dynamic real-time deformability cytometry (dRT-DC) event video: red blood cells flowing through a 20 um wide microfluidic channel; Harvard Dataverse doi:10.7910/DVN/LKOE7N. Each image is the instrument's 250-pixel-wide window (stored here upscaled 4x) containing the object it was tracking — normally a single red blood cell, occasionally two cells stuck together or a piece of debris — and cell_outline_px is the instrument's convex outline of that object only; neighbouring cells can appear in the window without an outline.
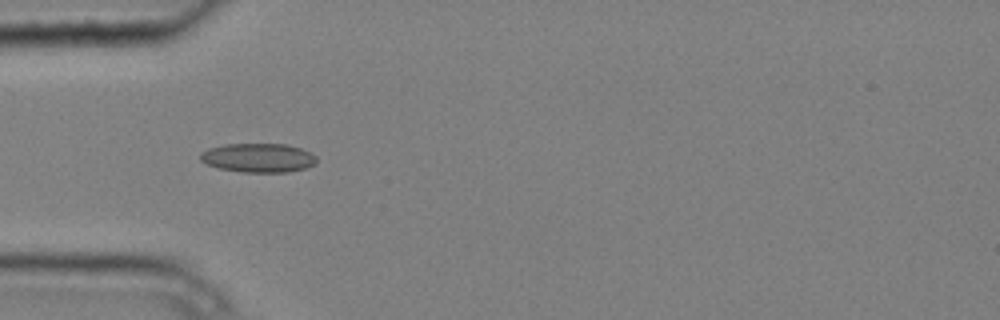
{"species": "common noctule bat (a hibernating species)", "species_latin": "Nyctalus noctula", "temperature_condition": "cold", "stored_images_in_passage": 5, "camera_frame_rate_fps": 3000, "um_per_image_px": 0.085, "animal": {"sex": "male", "body_mass_g": 20.4}, "frame": {"image": 1, "passage_image": 5, "time_ms": 1.333, "image_size_px": [1000, 320], "cell_outline_px": [[316, 164], [304, 168], [288, 172], [240, 172], [220, 168], [208, 164], [200, 160], [200, 152], [208, 148], [224, 144], [288, 144], [312, 152], [316, 156]], "centroid_in_image_um": [21.96, 13.4], "position_along_channel_um": 63.0, "area_um2": 19.77}}